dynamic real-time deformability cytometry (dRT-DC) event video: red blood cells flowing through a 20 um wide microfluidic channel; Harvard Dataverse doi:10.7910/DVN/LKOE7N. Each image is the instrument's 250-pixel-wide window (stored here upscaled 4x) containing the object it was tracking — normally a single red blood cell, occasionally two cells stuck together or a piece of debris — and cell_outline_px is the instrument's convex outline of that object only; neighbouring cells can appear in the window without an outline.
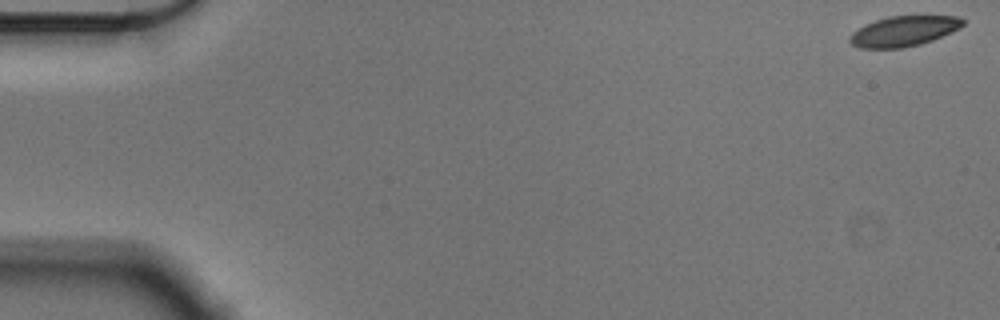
{"species": "Egyptian fruit bat (a non-hibernating species)", "species_latin": "Rousettus aegyptiacus", "temperature_condition": "cold", "stored_images_in_passage": 56, "camera_frame_rate_fps": 3000, "um_per_image_px": 0.085, "animal": {"sex": "male"}, "frame": {"image": 1, "passage_image": 1, "time_ms": 0.0, "image_size_px": [1000, 320], "cell_outline_px": [[964, 24], [960, 28], [952, 32], [932, 40], [920, 44], [900, 48], [860, 48], [852, 44], [848, 40], [848, 36], [852, 32], [876, 20], [888, 16], [920, 12], [960, 16], [964, 20]], "centroid_in_image_um": [76.91, 2.58], "position_along_channel_um": 8.1, "area_um2": 20.87}}
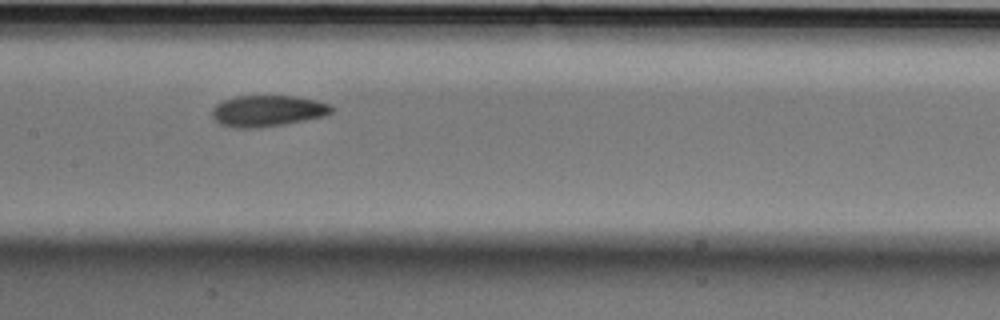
{"frame": {"image": 2, "passage_image": 28, "time_ms": 9.0, "image_size_px": [1000, 320], "cell_outline_px": [[336, 108], [328, 116], [284, 124], [260, 128], [232, 128], [220, 124], [212, 116], [212, 108], [216, 104], [224, 100], [236, 96], [296, 96], [316, 100], [328, 104]], "centroid_in_image_um": [22.77, 9.43], "position_along_channel_um": 184.6, "area_um2": 22.02}}
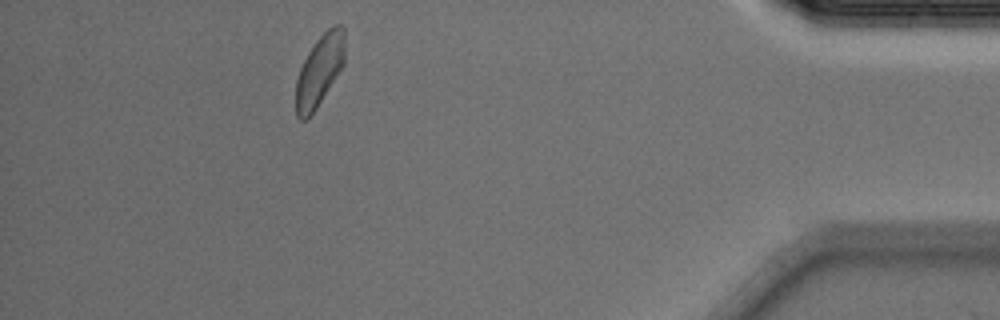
{"frame": {"image": 3, "passage_image": 51, "time_ms": 16.667, "image_size_px": [1000, 320], "cell_outline_px": [[344, 64], [316, 108], [304, 120], [300, 120], [296, 116], [296, 80], [300, 68], [308, 52], [316, 40], [328, 28], [336, 24], [340, 24], [344, 28]], "centroid_in_image_um": [27.15, 5.97], "position_along_channel_um": 408.0, "area_um2": 20.0}, "authors_computed_cell_mechanics": {"area_um2": 21.4727, "velocity_mm_per_s": 3.5641, "shape_relaxation_time_tau1_ms": 4.5378, "shape_relaxation_time_tau2_ms": 2.9451, "deformation_change_tau1": 0.1139, "deformation_change_tau2": 0.0793}}